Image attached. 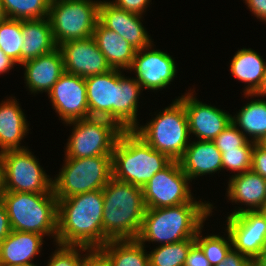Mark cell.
<instances>
[{
	"label": "cell",
	"mask_w": 266,
	"mask_h": 266,
	"mask_svg": "<svg viewBox=\"0 0 266 266\" xmlns=\"http://www.w3.org/2000/svg\"><path fill=\"white\" fill-rule=\"evenodd\" d=\"M236 114L231 116V122L249 141L257 143L266 134V100L264 98L252 100Z\"/></svg>",
	"instance_id": "4316f807"
},
{
	"label": "cell",
	"mask_w": 266,
	"mask_h": 266,
	"mask_svg": "<svg viewBox=\"0 0 266 266\" xmlns=\"http://www.w3.org/2000/svg\"><path fill=\"white\" fill-rule=\"evenodd\" d=\"M7 18L8 17L6 15L5 10L3 8V5H2V3L0 1V23H2L3 21H5Z\"/></svg>",
	"instance_id": "7dc6e473"
},
{
	"label": "cell",
	"mask_w": 266,
	"mask_h": 266,
	"mask_svg": "<svg viewBox=\"0 0 266 266\" xmlns=\"http://www.w3.org/2000/svg\"><path fill=\"white\" fill-rule=\"evenodd\" d=\"M73 126L68 138L65 157L89 158L98 155H112L120 134L124 131L116 122L89 117L66 122Z\"/></svg>",
	"instance_id": "30bf717a"
},
{
	"label": "cell",
	"mask_w": 266,
	"mask_h": 266,
	"mask_svg": "<svg viewBox=\"0 0 266 266\" xmlns=\"http://www.w3.org/2000/svg\"><path fill=\"white\" fill-rule=\"evenodd\" d=\"M56 248L46 266H82L84 255L80 253H84L88 249L85 246L60 245L57 243Z\"/></svg>",
	"instance_id": "836d02e7"
},
{
	"label": "cell",
	"mask_w": 266,
	"mask_h": 266,
	"mask_svg": "<svg viewBox=\"0 0 266 266\" xmlns=\"http://www.w3.org/2000/svg\"><path fill=\"white\" fill-rule=\"evenodd\" d=\"M44 236L33 232L12 230L0 243V266L30 264L43 245Z\"/></svg>",
	"instance_id": "603a6c76"
},
{
	"label": "cell",
	"mask_w": 266,
	"mask_h": 266,
	"mask_svg": "<svg viewBox=\"0 0 266 266\" xmlns=\"http://www.w3.org/2000/svg\"><path fill=\"white\" fill-rule=\"evenodd\" d=\"M64 159L59 174L53 179L57 200L103 189L112 178V155Z\"/></svg>",
	"instance_id": "ba28073f"
},
{
	"label": "cell",
	"mask_w": 266,
	"mask_h": 266,
	"mask_svg": "<svg viewBox=\"0 0 266 266\" xmlns=\"http://www.w3.org/2000/svg\"><path fill=\"white\" fill-rule=\"evenodd\" d=\"M3 163L4 192L50 193L53 178L29 148L8 150L0 153Z\"/></svg>",
	"instance_id": "8fae6325"
},
{
	"label": "cell",
	"mask_w": 266,
	"mask_h": 266,
	"mask_svg": "<svg viewBox=\"0 0 266 266\" xmlns=\"http://www.w3.org/2000/svg\"><path fill=\"white\" fill-rule=\"evenodd\" d=\"M179 163L184 173L192 182L200 176L222 170V153L213 141H191Z\"/></svg>",
	"instance_id": "44dd1931"
},
{
	"label": "cell",
	"mask_w": 266,
	"mask_h": 266,
	"mask_svg": "<svg viewBox=\"0 0 266 266\" xmlns=\"http://www.w3.org/2000/svg\"><path fill=\"white\" fill-rule=\"evenodd\" d=\"M266 221V203L258 210Z\"/></svg>",
	"instance_id": "681fc988"
},
{
	"label": "cell",
	"mask_w": 266,
	"mask_h": 266,
	"mask_svg": "<svg viewBox=\"0 0 266 266\" xmlns=\"http://www.w3.org/2000/svg\"><path fill=\"white\" fill-rule=\"evenodd\" d=\"M12 230L53 237L56 243L58 200L50 193L3 192Z\"/></svg>",
	"instance_id": "8992f818"
},
{
	"label": "cell",
	"mask_w": 266,
	"mask_h": 266,
	"mask_svg": "<svg viewBox=\"0 0 266 266\" xmlns=\"http://www.w3.org/2000/svg\"><path fill=\"white\" fill-rule=\"evenodd\" d=\"M195 239L159 245L149 252L150 266H184L190 248Z\"/></svg>",
	"instance_id": "f1b7e54d"
},
{
	"label": "cell",
	"mask_w": 266,
	"mask_h": 266,
	"mask_svg": "<svg viewBox=\"0 0 266 266\" xmlns=\"http://www.w3.org/2000/svg\"><path fill=\"white\" fill-rule=\"evenodd\" d=\"M4 192V188H3V163H2V159L0 156V197L1 194Z\"/></svg>",
	"instance_id": "bcb514c9"
},
{
	"label": "cell",
	"mask_w": 266,
	"mask_h": 266,
	"mask_svg": "<svg viewBox=\"0 0 266 266\" xmlns=\"http://www.w3.org/2000/svg\"><path fill=\"white\" fill-rule=\"evenodd\" d=\"M251 170L266 179V149L256 143L252 153Z\"/></svg>",
	"instance_id": "74e56055"
},
{
	"label": "cell",
	"mask_w": 266,
	"mask_h": 266,
	"mask_svg": "<svg viewBox=\"0 0 266 266\" xmlns=\"http://www.w3.org/2000/svg\"><path fill=\"white\" fill-rule=\"evenodd\" d=\"M102 189L58 200L56 243L100 248L109 239L103 234Z\"/></svg>",
	"instance_id": "7a4b0ae2"
},
{
	"label": "cell",
	"mask_w": 266,
	"mask_h": 266,
	"mask_svg": "<svg viewBox=\"0 0 266 266\" xmlns=\"http://www.w3.org/2000/svg\"><path fill=\"white\" fill-rule=\"evenodd\" d=\"M109 2L128 12L144 15L143 13L146 12V8L149 7L151 0H113Z\"/></svg>",
	"instance_id": "8d00e7d4"
},
{
	"label": "cell",
	"mask_w": 266,
	"mask_h": 266,
	"mask_svg": "<svg viewBox=\"0 0 266 266\" xmlns=\"http://www.w3.org/2000/svg\"><path fill=\"white\" fill-rule=\"evenodd\" d=\"M99 5L98 0H51L48 18L57 46L93 36Z\"/></svg>",
	"instance_id": "9c48e42d"
},
{
	"label": "cell",
	"mask_w": 266,
	"mask_h": 266,
	"mask_svg": "<svg viewBox=\"0 0 266 266\" xmlns=\"http://www.w3.org/2000/svg\"><path fill=\"white\" fill-rule=\"evenodd\" d=\"M191 91L178 97L185 107L190 135L197 140L213 141L231 123L232 115L199 101Z\"/></svg>",
	"instance_id": "2e32d148"
},
{
	"label": "cell",
	"mask_w": 266,
	"mask_h": 266,
	"mask_svg": "<svg viewBox=\"0 0 266 266\" xmlns=\"http://www.w3.org/2000/svg\"><path fill=\"white\" fill-rule=\"evenodd\" d=\"M248 141V138L232 122L213 140L221 153L238 149Z\"/></svg>",
	"instance_id": "e575fe53"
},
{
	"label": "cell",
	"mask_w": 266,
	"mask_h": 266,
	"mask_svg": "<svg viewBox=\"0 0 266 266\" xmlns=\"http://www.w3.org/2000/svg\"><path fill=\"white\" fill-rule=\"evenodd\" d=\"M63 123L89 118L85 78L64 72L48 93Z\"/></svg>",
	"instance_id": "9a60e30c"
},
{
	"label": "cell",
	"mask_w": 266,
	"mask_h": 266,
	"mask_svg": "<svg viewBox=\"0 0 266 266\" xmlns=\"http://www.w3.org/2000/svg\"><path fill=\"white\" fill-rule=\"evenodd\" d=\"M194 199L177 206L146 208L137 240L145 246L146 242L164 245L195 239L214 204Z\"/></svg>",
	"instance_id": "3957f363"
},
{
	"label": "cell",
	"mask_w": 266,
	"mask_h": 266,
	"mask_svg": "<svg viewBox=\"0 0 266 266\" xmlns=\"http://www.w3.org/2000/svg\"><path fill=\"white\" fill-rule=\"evenodd\" d=\"M250 12L264 22H266V0H244Z\"/></svg>",
	"instance_id": "60d3db41"
},
{
	"label": "cell",
	"mask_w": 266,
	"mask_h": 266,
	"mask_svg": "<svg viewBox=\"0 0 266 266\" xmlns=\"http://www.w3.org/2000/svg\"><path fill=\"white\" fill-rule=\"evenodd\" d=\"M82 266H113L110 258L100 248H88Z\"/></svg>",
	"instance_id": "d590c367"
},
{
	"label": "cell",
	"mask_w": 266,
	"mask_h": 266,
	"mask_svg": "<svg viewBox=\"0 0 266 266\" xmlns=\"http://www.w3.org/2000/svg\"><path fill=\"white\" fill-rule=\"evenodd\" d=\"M264 97L266 96V69L264 72V77H263V81L261 86L259 87V89L254 93V94H244V98L245 97H250L251 99L254 97Z\"/></svg>",
	"instance_id": "ee69618b"
},
{
	"label": "cell",
	"mask_w": 266,
	"mask_h": 266,
	"mask_svg": "<svg viewBox=\"0 0 266 266\" xmlns=\"http://www.w3.org/2000/svg\"><path fill=\"white\" fill-rule=\"evenodd\" d=\"M58 48L63 56L64 72L86 78L112 70L93 36L62 43Z\"/></svg>",
	"instance_id": "e0dca14e"
},
{
	"label": "cell",
	"mask_w": 266,
	"mask_h": 266,
	"mask_svg": "<svg viewBox=\"0 0 266 266\" xmlns=\"http://www.w3.org/2000/svg\"><path fill=\"white\" fill-rule=\"evenodd\" d=\"M203 227L197 232L195 236V243L204 252L212 266H216L224 261L229 251L232 249V241L229 233L226 238L220 235H206L202 236ZM227 239V240H226Z\"/></svg>",
	"instance_id": "1f68e13d"
},
{
	"label": "cell",
	"mask_w": 266,
	"mask_h": 266,
	"mask_svg": "<svg viewBox=\"0 0 266 266\" xmlns=\"http://www.w3.org/2000/svg\"><path fill=\"white\" fill-rule=\"evenodd\" d=\"M256 144L266 149V134H264Z\"/></svg>",
	"instance_id": "c3c4849f"
},
{
	"label": "cell",
	"mask_w": 266,
	"mask_h": 266,
	"mask_svg": "<svg viewBox=\"0 0 266 266\" xmlns=\"http://www.w3.org/2000/svg\"><path fill=\"white\" fill-rule=\"evenodd\" d=\"M19 105L13 96L0 103V153L27 148L20 144L29 131V123Z\"/></svg>",
	"instance_id": "7402d4cb"
},
{
	"label": "cell",
	"mask_w": 266,
	"mask_h": 266,
	"mask_svg": "<svg viewBox=\"0 0 266 266\" xmlns=\"http://www.w3.org/2000/svg\"><path fill=\"white\" fill-rule=\"evenodd\" d=\"M11 231L12 228L6 207L0 200V243L10 234Z\"/></svg>",
	"instance_id": "b9f144b4"
},
{
	"label": "cell",
	"mask_w": 266,
	"mask_h": 266,
	"mask_svg": "<svg viewBox=\"0 0 266 266\" xmlns=\"http://www.w3.org/2000/svg\"><path fill=\"white\" fill-rule=\"evenodd\" d=\"M153 47L152 43L136 51L133 63L128 70L136 73L134 78L142 89L157 91L171 84L177 69L172 56Z\"/></svg>",
	"instance_id": "5bb4252c"
},
{
	"label": "cell",
	"mask_w": 266,
	"mask_h": 266,
	"mask_svg": "<svg viewBox=\"0 0 266 266\" xmlns=\"http://www.w3.org/2000/svg\"><path fill=\"white\" fill-rule=\"evenodd\" d=\"M254 145V142L248 141L244 146L238 149L222 152V170L227 169L231 172L237 171V175L251 170Z\"/></svg>",
	"instance_id": "d6a6232c"
},
{
	"label": "cell",
	"mask_w": 266,
	"mask_h": 266,
	"mask_svg": "<svg viewBox=\"0 0 266 266\" xmlns=\"http://www.w3.org/2000/svg\"><path fill=\"white\" fill-rule=\"evenodd\" d=\"M21 64L58 48L49 18L22 20Z\"/></svg>",
	"instance_id": "cb8c5ba5"
},
{
	"label": "cell",
	"mask_w": 266,
	"mask_h": 266,
	"mask_svg": "<svg viewBox=\"0 0 266 266\" xmlns=\"http://www.w3.org/2000/svg\"><path fill=\"white\" fill-rule=\"evenodd\" d=\"M22 20L7 18L0 23L1 50L17 64L21 65V46L23 45Z\"/></svg>",
	"instance_id": "4dcf8cb0"
},
{
	"label": "cell",
	"mask_w": 266,
	"mask_h": 266,
	"mask_svg": "<svg viewBox=\"0 0 266 266\" xmlns=\"http://www.w3.org/2000/svg\"><path fill=\"white\" fill-rule=\"evenodd\" d=\"M93 37L112 69L126 71L131 67L137 50L122 36L104 27L98 21Z\"/></svg>",
	"instance_id": "d4e9b609"
},
{
	"label": "cell",
	"mask_w": 266,
	"mask_h": 266,
	"mask_svg": "<svg viewBox=\"0 0 266 266\" xmlns=\"http://www.w3.org/2000/svg\"><path fill=\"white\" fill-rule=\"evenodd\" d=\"M9 266H38V265L18 264V265H9Z\"/></svg>",
	"instance_id": "f907efd6"
},
{
	"label": "cell",
	"mask_w": 266,
	"mask_h": 266,
	"mask_svg": "<svg viewBox=\"0 0 266 266\" xmlns=\"http://www.w3.org/2000/svg\"><path fill=\"white\" fill-rule=\"evenodd\" d=\"M145 248L137 239L109 240L100 247L113 266H150Z\"/></svg>",
	"instance_id": "83f0119b"
},
{
	"label": "cell",
	"mask_w": 266,
	"mask_h": 266,
	"mask_svg": "<svg viewBox=\"0 0 266 266\" xmlns=\"http://www.w3.org/2000/svg\"><path fill=\"white\" fill-rule=\"evenodd\" d=\"M253 266H266V249L252 262Z\"/></svg>",
	"instance_id": "f6af8a7d"
},
{
	"label": "cell",
	"mask_w": 266,
	"mask_h": 266,
	"mask_svg": "<svg viewBox=\"0 0 266 266\" xmlns=\"http://www.w3.org/2000/svg\"><path fill=\"white\" fill-rule=\"evenodd\" d=\"M232 248L252 262L266 249V221L258 210L227 216Z\"/></svg>",
	"instance_id": "4fadbf2b"
},
{
	"label": "cell",
	"mask_w": 266,
	"mask_h": 266,
	"mask_svg": "<svg viewBox=\"0 0 266 266\" xmlns=\"http://www.w3.org/2000/svg\"><path fill=\"white\" fill-rule=\"evenodd\" d=\"M216 266H252V261L232 248L224 261Z\"/></svg>",
	"instance_id": "ab89813d"
},
{
	"label": "cell",
	"mask_w": 266,
	"mask_h": 266,
	"mask_svg": "<svg viewBox=\"0 0 266 266\" xmlns=\"http://www.w3.org/2000/svg\"><path fill=\"white\" fill-rule=\"evenodd\" d=\"M172 160L152 148L133 130H124L112 153V177L143 188Z\"/></svg>",
	"instance_id": "5b68a950"
},
{
	"label": "cell",
	"mask_w": 266,
	"mask_h": 266,
	"mask_svg": "<svg viewBox=\"0 0 266 266\" xmlns=\"http://www.w3.org/2000/svg\"><path fill=\"white\" fill-rule=\"evenodd\" d=\"M24 66V80L31 94L49 93L64 73L63 56L59 48L50 53L28 60Z\"/></svg>",
	"instance_id": "d6986e66"
},
{
	"label": "cell",
	"mask_w": 266,
	"mask_h": 266,
	"mask_svg": "<svg viewBox=\"0 0 266 266\" xmlns=\"http://www.w3.org/2000/svg\"><path fill=\"white\" fill-rule=\"evenodd\" d=\"M8 18L36 20L47 18L51 0H0Z\"/></svg>",
	"instance_id": "f546056e"
},
{
	"label": "cell",
	"mask_w": 266,
	"mask_h": 266,
	"mask_svg": "<svg viewBox=\"0 0 266 266\" xmlns=\"http://www.w3.org/2000/svg\"><path fill=\"white\" fill-rule=\"evenodd\" d=\"M184 266H212L204 252L195 243L189 250Z\"/></svg>",
	"instance_id": "f35d334b"
},
{
	"label": "cell",
	"mask_w": 266,
	"mask_h": 266,
	"mask_svg": "<svg viewBox=\"0 0 266 266\" xmlns=\"http://www.w3.org/2000/svg\"><path fill=\"white\" fill-rule=\"evenodd\" d=\"M103 192V234L109 240L137 239L146 205L142 188L114 179Z\"/></svg>",
	"instance_id": "277c9868"
},
{
	"label": "cell",
	"mask_w": 266,
	"mask_h": 266,
	"mask_svg": "<svg viewBox=\"0 0 266 266\" xmlns=\"http://www.w3.org/2000/svg\"><path fill=\"white\" fill-rule=\"evenodd\" d=\"M142 17L120 9L109 1L100 0L99 22L122 36L137 51L150 46L153 42L141 22Z\"/></svg>",
	"instance_id": "ac0fdd59"
},
{
	"label": "cell",
	"mask_w": 266,
	"mask_h": 266,
	"mask_svg": "<svg viewBox=\"0 0 266 266\" xmlns=\"http://www.w3.org/2000/svg\"><path fill=\"white\" fill-rule=\"evenodd\" d=\"M227 198L238 205H246V208L238 207L228 216L237 215L243 211L259 210L266 203V179L252 170L242 174H234L229 178ZM248 207V208H247Z\"/></svg>",
	"instance_id": "ffe728a7"
},
{
	"label": "cell",
	"mask_w": 266,
	"mask_h": 266,
	"mask_svg": "<svg viewBox=\"0 0 266 266\" xmlns=\"http://www.w3.org/2000/svg\"><path fill=\"white\" fill-rule=\"evenodd\" d=\"M251 48L238 50L230 63L231 74L246 83L244 94H254L262 84L266 62Z\"/></svg>",
	"instance_id": "484cf974"
},
{
	"label": "cell",
	"mask_w": 266,
	"mask_h": 266,
	"mask_svg": "<svg viewBox=\"0 0 266 266\" xmlns=\"http://www.w3.org/2000/svg\"><path fill=\"white\" fill-rule=\"evenodd\" d=\"M138 125L133 131L172 161H179L190 143L185 107L178 98L146 125Z\"/></svg>",
	"instance_id": "52a82bcc"
},
{
	"label": "cell",
	"mask_w": 266,
	"mask_h": 266,
	"mask_svg": "<svg viewBox=\"0 0 266 266\" xmlns=\"http://www.w3.org/2000/svg\"><path fill=\"white\" fill-rule=\"evenodd\" d=\"M189 183L190 179L179 161H171L142 188L146 208L177 206L190 202L194 197Z\"/></svg>",
	"instance_id": "7c38bea8"
},
{
	"label": "cell",
	"mask_w": 266,
	"mask_h": 266,
	"mask_svg": "<svg viewBox=\"0 0 266 266\" xmlns=\"http://www.w3.org/2000/svg\"><path fill=\"white\" fill-rule=\"evenodd\" d=\"M89 117L106 118L123 130L138 126L137 111L141 85L125 77L121 69L85 78Z\"/></svg>",
	"instance_id": "6da1fadb"
},
{
	"label": "cell",
	"mask_w": 266,
	"mask_h": 266,
	"mask_svg": "<svg viewBox=\"0 0 266 266\" xmlns=\"http://www.w3.org/2000/svg\"><path fill=\"white\" fill-rule=\"evenodd\" d=\"M14 65H17L9 56H7L2 50L0 51V74L7 73Z\"/></svg>",
	"instance_id": "7bdbcfd3"
}]
</instances>
